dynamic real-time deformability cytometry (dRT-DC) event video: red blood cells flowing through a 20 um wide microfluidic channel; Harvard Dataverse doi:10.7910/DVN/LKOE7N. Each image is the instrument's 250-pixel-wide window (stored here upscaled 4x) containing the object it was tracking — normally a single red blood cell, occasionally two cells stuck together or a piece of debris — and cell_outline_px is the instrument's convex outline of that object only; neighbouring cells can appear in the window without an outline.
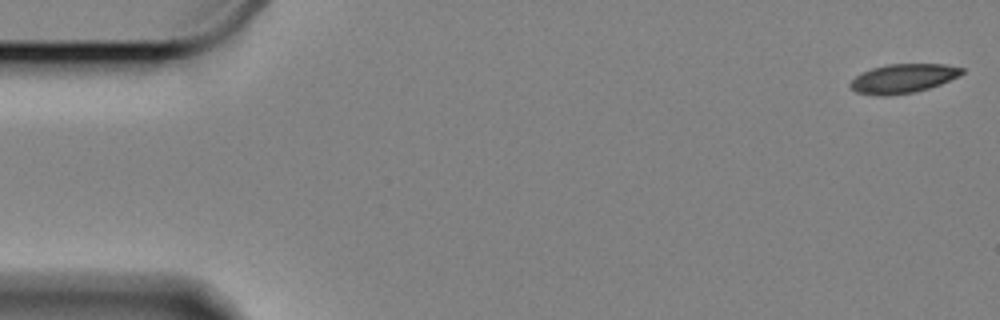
{"species": "Egyptian fruit bat (a non-hibernating species)", "species_latin": "Rousettus aegyptiacus", "temperature_condition": "cold", "stored_images_in_passage": 61, "segment_of_instrument_passage": [1, 2], "camera_frame_rate_fps": 3000, "um_per_image_px": 0.085, "animal": {"sex": "female"}, "frame": {"image": 1, "passage_image": 1, "time_ms": 0.0, "image_size_px": [1000, 320], "cell_outline_px": [[964, 72], [960, 76], [940, 84], [928, 88], [912, 92], [888, 96], [880, 96], [856, 92], [848, 84], [856, 76], [872, 68], [888, 64], [944, 64], [964, 68]], "centroid_in_image_um": [76.78, 6.67], "position_along_channel_um": 8.2, "area_um2": 18.79}}
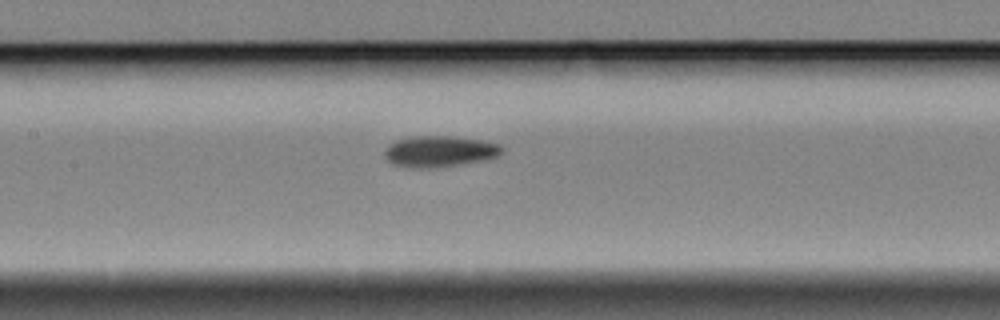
{"frame": {"image": 2, "passage_image": 27, "time_ms": 8.667, "image_size_px": [1000, 320], "cell_outline_px": [[504, 152], [496, 156], [484, 160], [436, 168], [412, 168], [396, 164], [388, 160], [384, 156], [384, 152], [396, 140], [416, 136], [456, 136], [480, 140], [500, 144], [504, 148]], "centroid_in_image_um": [37.41, 12.87], "position_along_channel_um": 170.0, "area_um2": 21.15}}
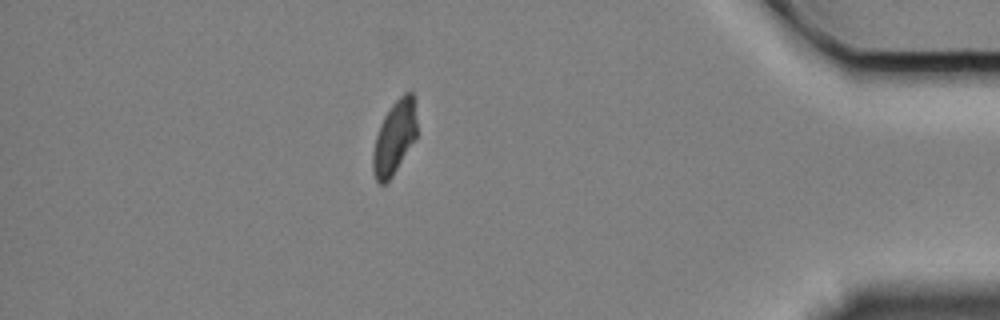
{"frame": {"image": 3, "passage_image": 52, "time_ms": 17.0, "image_size_px": [1000, 320], "cell_outline_px": [[416, 140], [392, 176], [384, 184], [380, 184], [376, 180], [372, 172], [372, 152], [376, 136], [380, 124], [384, 116], [392, 104], [404, 92], [412, 92], [416, 100]], "centroid_in_image_um": [33.54, 11.68], "position_along_channel_um": 401.7, "area_um2": 19.13}}